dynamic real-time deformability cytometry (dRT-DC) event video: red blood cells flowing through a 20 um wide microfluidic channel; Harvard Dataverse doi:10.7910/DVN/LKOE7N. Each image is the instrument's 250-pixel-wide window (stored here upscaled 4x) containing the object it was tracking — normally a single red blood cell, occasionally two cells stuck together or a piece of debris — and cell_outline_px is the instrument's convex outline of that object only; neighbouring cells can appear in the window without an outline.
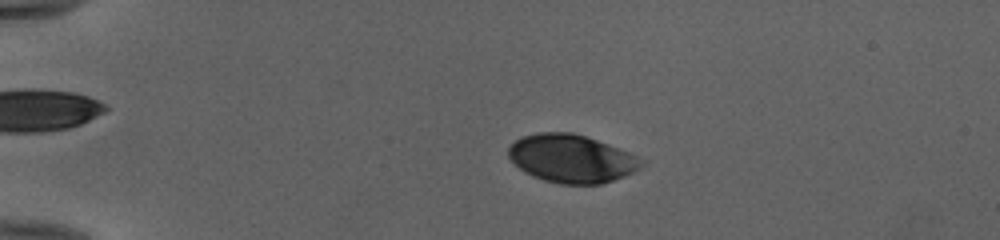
{"species": "human", "species_latin": "Homo sapiens", "temperature_condition": "cold", "stored_images_in_passage": 52, "camera_frame_rate_fps": 3000, "um_per_image_px": 0.085, "donor": {"sex": "female"}, "frame": {"image": 1, "passage_image": 12, "time_ms": 3.667, "image_size_px": [1000, 240], "cell_outline_px": [[644, 164], [640, 168], [624, 176], [600, 184], [560, 184], [544, 180], [532, 176], [524, 172], [508, 156], [508, 148], [520, 136], [536, 132], [572, 132], [608, 144], [628, 152], [644, 160]], "centroid_in_image_um": [48.55, 13.47], "position_along_channel_um": 36.4, "area_um2": 37.11}}
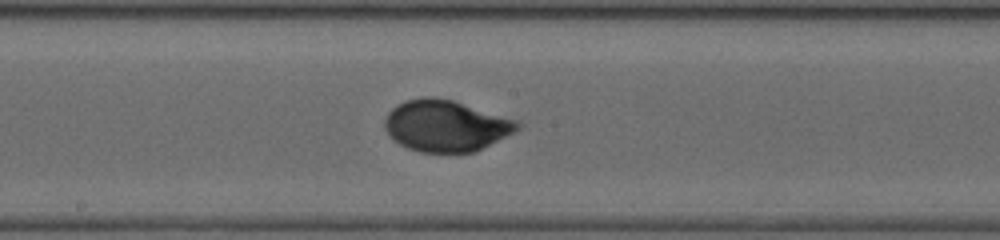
{"frame": {"image": 2, "passage_image": 30, "time_ms": 9.667, "image_size_px": [1000, 240], "cell_outline_px": [[520, 128], [472, 152], [420, 152], [408, 148], [392, 140], [388, 136], [384, 128], [384, 120], [388, 112], [396, 104], [404, 100], [424, 96], [432, 96], [452, 100], [516, 120], [520, 124]], "centroid_in_image_um": [37.79, 10.67], "position_along_channel_um": 210.4, "area_um2": 39.36}}
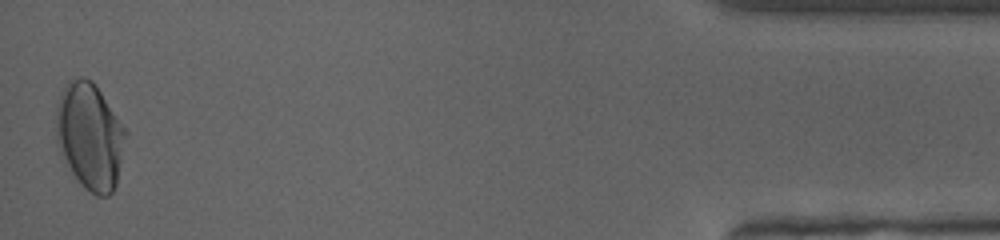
{"frame": {"image": 3, "passage_image": 52, "time_ms": 17.0, "image_size_px": [1000, 240], "cell_outline_px": [[128, 132], [116, 184], [112, 192], [108, 196], [96, 196], [84, 188], [72, 172], [56, 144], [56, 104], [68, 80], [80, 76], [84, 76], [92, 80], [96, 84]], "centroid_in_image_um": [7.64, 11.54], "position_along_channel_um": 427.6, "area_um2": 43.47}, "authors_computed_cell_mechanics": {"area_um2": 38.6682, "velocity_mm_per_s": 3.9718, "shape_relaxation_time_tau1_ms": 4.3949, "shape_relaxation_time_tau2_ms": null, "deformation_change_tau1": 0.1671, "deformation_change_tau2": null}}